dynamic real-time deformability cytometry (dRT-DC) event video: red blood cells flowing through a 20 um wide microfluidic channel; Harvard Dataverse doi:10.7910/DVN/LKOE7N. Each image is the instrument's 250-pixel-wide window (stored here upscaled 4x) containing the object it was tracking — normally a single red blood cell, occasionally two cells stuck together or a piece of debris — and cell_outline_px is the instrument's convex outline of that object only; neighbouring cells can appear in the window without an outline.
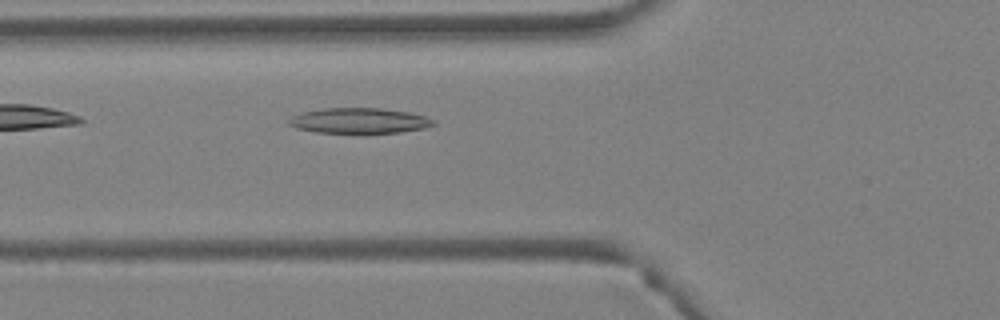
{"species": "Egyptian fruit bat (a non-hibernating species)", "species_latin": "Rousettus aegyptiacus", "temperature_condition": "warm", "stored_images_in_passage": 2, "camera_frame_rate_fps": 3000, "um_per_image_px": 0.085, "animal": {"sex": "female"}, "frame": {"image": 1, "passage_image": 2, "time_ms": 0.333, "image_size_px": [1000, 320], "cell_outline_px": [[436, 124], [424, 128], [400, 132], [316, 132], [296, 128], [288, 124], [288, 120], [292, 116], [304, 112], [324, 108], [380, 108], [408, 112], [424, 116], [436, 120]], "centroid_in_image_um": [30.55, 10.25], "position_along_channel_um": 95.3, "area_um2": 21.1}}